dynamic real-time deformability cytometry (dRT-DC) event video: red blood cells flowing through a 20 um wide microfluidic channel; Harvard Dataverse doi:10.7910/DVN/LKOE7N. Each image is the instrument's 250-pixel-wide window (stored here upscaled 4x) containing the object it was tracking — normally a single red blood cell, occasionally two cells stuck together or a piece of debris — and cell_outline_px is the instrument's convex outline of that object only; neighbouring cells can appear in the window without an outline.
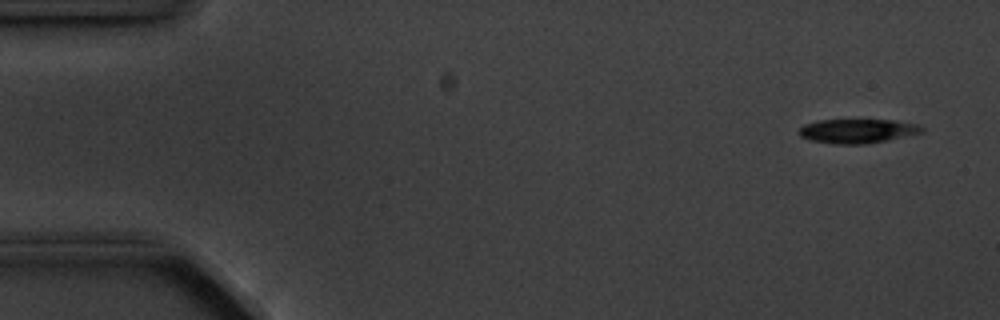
{"species": "common noctule bat (a hibernating species)", "species_latin": "Nyctalus noctula", "temperature_condition": "cold", "stored_images_in_passage": 14, "camera_frame_rate_fps": 3000, "um_per_image_px": 0.085, "animal": {"sex": "male", "body_mass_g": 20.1, "forearm_length_mm": 53.5}, "frame": {"image": 1, "passage_image": 1, "time_ms": 0.0, "image_size_px": [1000, 320], "cell_outline_px": [[924, 132], [868, 144], [840, 144], [808, 140], [800, 136], [796, 132], [804, 124], [820, 120], [892, 120], [920, 124], [924, 128]], "centroid_in_image_um": [72.88, 11.13], "position_along_channel_um": 12.1, "area_um2": 17.4}}
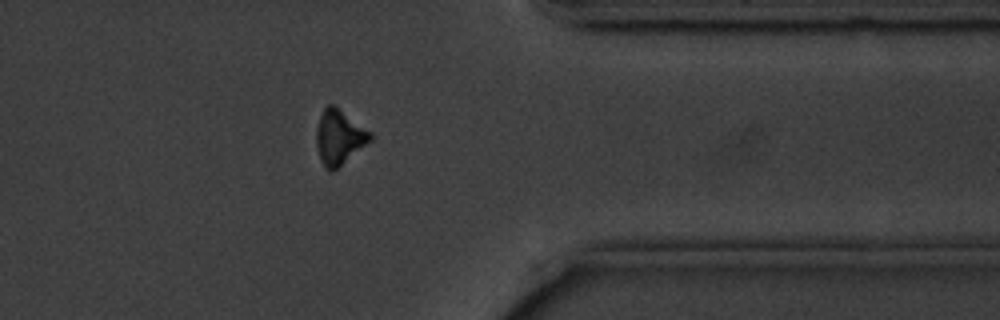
{"frame": {"image": 2, "passage_image": 12, "time_ms": 13.667, "image_size_px": [1000, 320], "cell_outline_px": [[372, 140], [336, 168], [324, 168], [320, 160], [316, 144], [316, 128], [320, 116], [324, 108], [328, 104], [332, 104], [372, 132]], "centroid_in_image_um": [28.82, 11.64], "position_along_channel_um": 382.6, "area_um2": 16.82}}
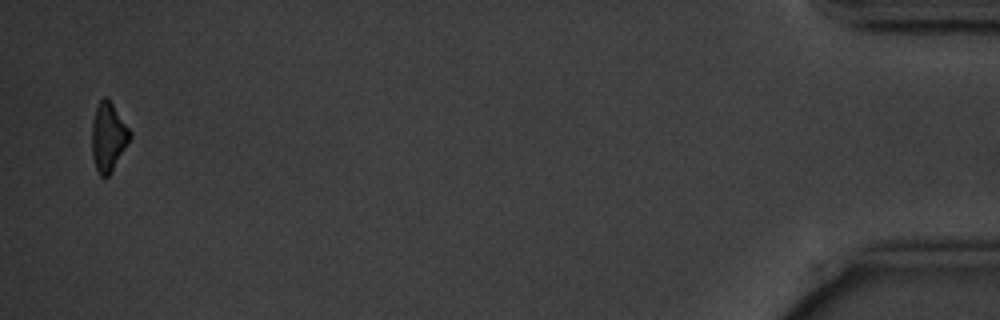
{"frame": {"image": 3, "passage_image": 14, "time_ms": 17.0, "image_size_px": [1000, 320], "cell_outline_px": [[132, 136], [112, 172], [108, 176], [100, 176], [96, 172], [92, 156], [92, 120], [96, 108], [100, 100], [104, 96], [108, 96], [132, 132]], "centroid_in_image_um": [9.21, 11.63], "position_along_channel_um": 426.0, "area_um2": 15.55}, "authors_computed_cell_mechanics": {"area_um2": 17.6001, "velocity_mm_per_s": 3.598, "shape_relaxation_time_tau1_ms": 3.2653, "shape_relaxation_time_tau2_ms": null, "deformation_change_tau1": 0.0946, "deformation_change_tau2": null}}